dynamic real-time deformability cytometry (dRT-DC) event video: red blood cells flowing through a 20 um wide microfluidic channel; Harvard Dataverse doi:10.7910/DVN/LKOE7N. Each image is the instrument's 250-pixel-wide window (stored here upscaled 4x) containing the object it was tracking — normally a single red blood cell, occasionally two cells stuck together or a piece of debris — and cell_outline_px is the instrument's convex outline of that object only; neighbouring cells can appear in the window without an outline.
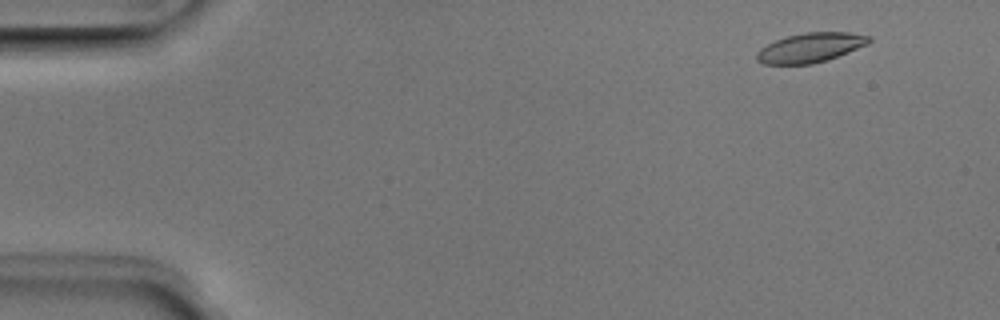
{"species": "Egyptian fruit bat (a non-hibernating species)", "species_latin": "Rousettus aegyptiacus", "temperature_condition": "room temperature", "stored_images_in_passage": 51, "camera_frame_rate_fps": 3000, "um_per_image_px": 0.085, "animal": {"sex": "male"}, "frame": {"image": 1, "passage_image": 5, "time_ms": 1.333, "image_size_px": [1000, 320], "cell_outline_px": [[872, 40], [868, 44], [828, 60], [812, 64], [764, 64], [756, 60], [756, 52], [760, 48], [776, 40], [788, 36], [804, 32], [848, 32], [872, 36]], "centroid_in_image_um": [68.9, 4.05], "position_along_channel_um": 16.1, "area_um2": 19.36}}
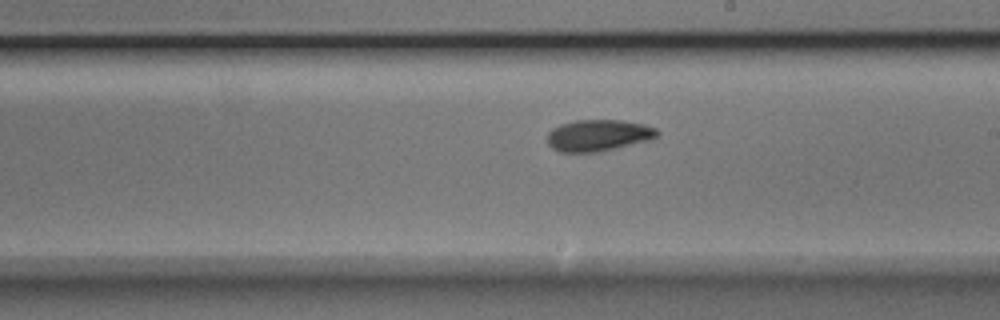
{"frame": {"image": 2, "passage_image": 30, "time_ms": 9.667, "image_size_px": [1000, 320], "cell_outline_px": [[660, 132], [652, 140], [616, 148], [596, 152], [560, 152], [552, 148], [548, 144], [548, 132], [552, 128], [560, 124], [576, 120], [624, 120], [644, 124], [656, 128]], "centroid_in_image_um": [50.87, 11.5], "position_along_channel_um": 238.1, "area_um2": 20.35}}
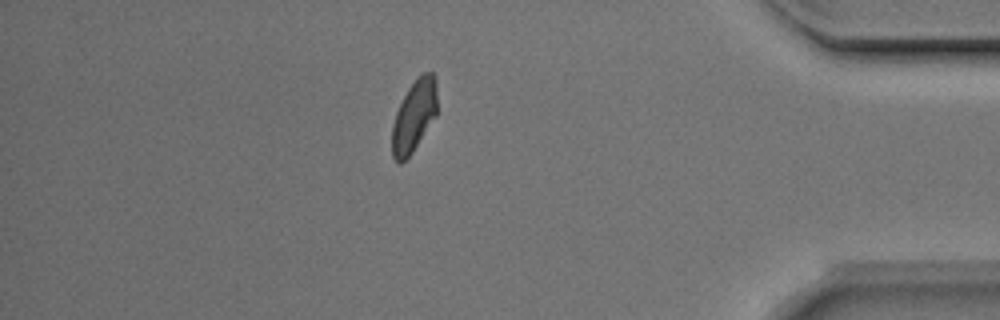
{"frame": {"image": 3, "passage_image": 45, "time_ms": 14.667, "image_size_px": [1000, 320], "cell_outline_px": [[436, 116], [412, 152], [400, 164], [392, 156], [392, 124], [396, 112], [408, 88], [420, 72], [432, 72], [436, 80]], "centroid_in_image_um": [35.19, 9.83], "position_along_channel_um": 400.0, "area_um2": 18.73}, "authors_computed_cell_mechanics": {"area_um2": 19.5942, "velocity_mm_per_s": 3.961, "shape_relaxation_time_tau1_ms": 4.2014, "shape_relaxation_time_tau2_ms": 3.5826, "deformation_change_tau1": 0.1194, "deformation_change_tau2": 0.0905}}